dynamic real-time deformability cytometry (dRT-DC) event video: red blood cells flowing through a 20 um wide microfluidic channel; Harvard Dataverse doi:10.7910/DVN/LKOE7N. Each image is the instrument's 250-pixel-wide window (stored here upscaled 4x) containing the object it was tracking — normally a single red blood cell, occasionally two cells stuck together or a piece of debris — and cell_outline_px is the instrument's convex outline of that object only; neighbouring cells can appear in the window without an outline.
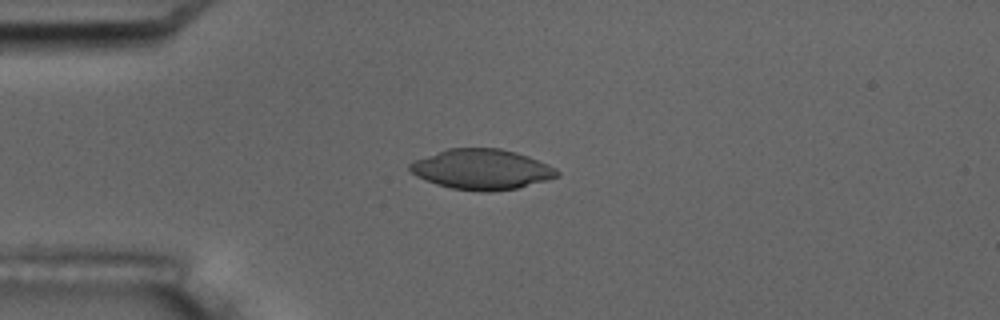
{"species": "common noctule bat (a hibernating species)", "species_latin": "Nyctalus noctula", "temperature_condition": "room temperature", "stored_images_in_passage": 7, "camera_frame_rate_fps": 3000, "um_per_image_px": 0.085, "animal": {"sex": "male", "body_mass_g": 17.5, "forearm_length_mm": 52.3}, "frame": {"image": 1, "passage_image": 3, "time_ms": 2.333, "image_size_px": [1000, 320], "cell_outline_px": [[560, 176], [548, 180], [520, 188], [492, 192], [480, 192], [452, 188], [436, 184], [416, 176], [408, 168], [408, 164], [416, 160], [448, 148], [500, 148], [516, 152], [528, 156], [548, 164], [556, 168], [560, 172]], "centroid_in_image_um": [41.0, 14.41], "position_along_channel_um": 44.0, "area_um2": 34.74}}